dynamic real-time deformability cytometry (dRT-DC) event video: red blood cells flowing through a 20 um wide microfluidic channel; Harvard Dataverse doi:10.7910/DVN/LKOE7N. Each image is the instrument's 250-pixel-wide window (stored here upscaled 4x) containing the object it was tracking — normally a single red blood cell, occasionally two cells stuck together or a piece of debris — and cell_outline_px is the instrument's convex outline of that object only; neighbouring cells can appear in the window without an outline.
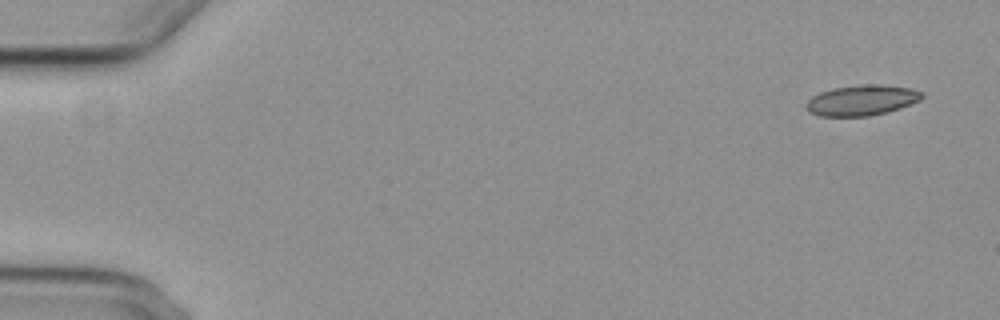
{"species": "common noctule bat (a hibernating species)", "species_latin": "Nyctalus noctula", "temperature_condition": "cold", "stored_images_in_passage": 4, "camera_frame_rate_fps": 3000, "um_per_image_px": 0.085, "animal": {"sex": "female", "body_mass_g": 29.2, "forearm_length_mm": 56.3}, "frame": {"image": 1, "passage_image": 1, "time_ms": 0.0, "image_size_px": [1000, 320], "cell_outline_px": [[924, 96], [920, 100], [900, 108], [888, 112], [868, 116], [820, 116], [808, 112], [804, 108], [804, 104], [812, 96], [820, 92], [832, 88], [868, 84], [880, 84], [912, 88], [924, 92]], "centroid_in_image_um": [73.24, 8.52], "position_along_channel_um": 11.8, "area_um2": 20.81}}